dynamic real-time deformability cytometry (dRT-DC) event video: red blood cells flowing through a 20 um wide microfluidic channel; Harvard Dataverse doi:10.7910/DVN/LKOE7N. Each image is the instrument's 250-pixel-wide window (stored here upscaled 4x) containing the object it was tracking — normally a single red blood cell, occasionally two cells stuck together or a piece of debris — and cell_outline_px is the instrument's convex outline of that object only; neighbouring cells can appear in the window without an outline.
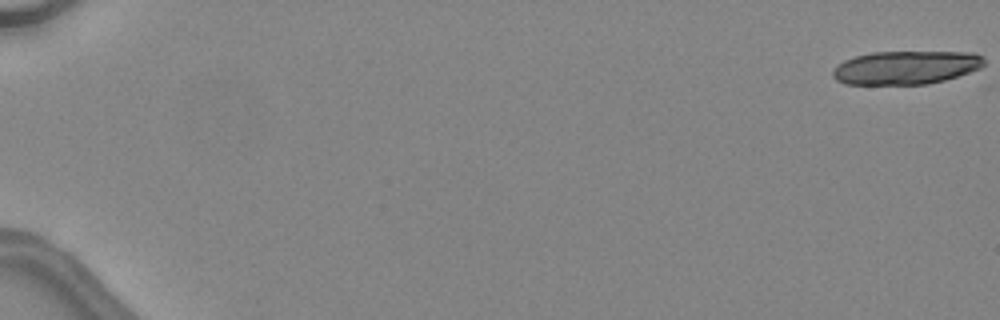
{"species": "common noctule bat (a hibernating species)", "species_latin": "Nyctalus noctula", "temperature_condition": "warm", "stored_images_in_passage": 21, "camera_frame_rate_fps": 3000, "um_per_image_px": 0.085, "animal": {"sex": "female", "body_mass_g": 24.6, "forearm_length_mm": 56.2}, "frame": {"image": 1, "passage_image": 1, "time_ms": 0.0, "image_size_px": [1000, 320], "cell_outline_px": [[984, 64], [980, 68], [944, 80], [928, 84], [844, 84], [836, 80], [832, 76], [832, 72], [836, 64], [844, 60], [856, 56], [872, 52], [976, 52], [984, 56]], "centroid_in_image_um": [76.98, 5.73], "position_along_channel_um": 8.0, "area_um2": 29.59}}